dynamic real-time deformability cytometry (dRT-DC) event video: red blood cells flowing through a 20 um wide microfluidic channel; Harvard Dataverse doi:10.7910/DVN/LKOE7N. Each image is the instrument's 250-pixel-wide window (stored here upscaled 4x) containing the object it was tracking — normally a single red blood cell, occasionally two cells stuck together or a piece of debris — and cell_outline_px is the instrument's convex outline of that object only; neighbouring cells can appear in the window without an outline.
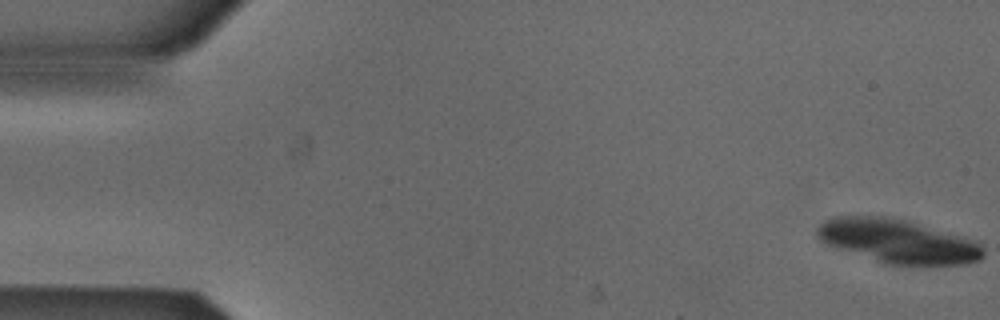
{"species": "Egyptian fruit bat (a non-hibernating species)", "species_latin": "Rousettus aegyptiacus", "temperature_condition": "cold", "stored_images_in_passage": 15, "camera_frame_rate_fps": 3000, "um_per_image_px": 0.085, "animal": {"sex": "male"}, "frame": {"image": 1, "passage_image": 1, "time_ms": 0.0, "image_size_px": [1000, 320], "cell_outline_px": [[984, 256], [980, 260], [964, 264], [884, 264], [824, 244], [816, 236], [816, 228], [824, 220], [832, 216], [888, 216], [908, 220], [976, 240], [984, 248]], "centroid_in_image_um": [76.29, 20.48], "position_along_channel_um": 8.7, "area_um2": 42.77}}